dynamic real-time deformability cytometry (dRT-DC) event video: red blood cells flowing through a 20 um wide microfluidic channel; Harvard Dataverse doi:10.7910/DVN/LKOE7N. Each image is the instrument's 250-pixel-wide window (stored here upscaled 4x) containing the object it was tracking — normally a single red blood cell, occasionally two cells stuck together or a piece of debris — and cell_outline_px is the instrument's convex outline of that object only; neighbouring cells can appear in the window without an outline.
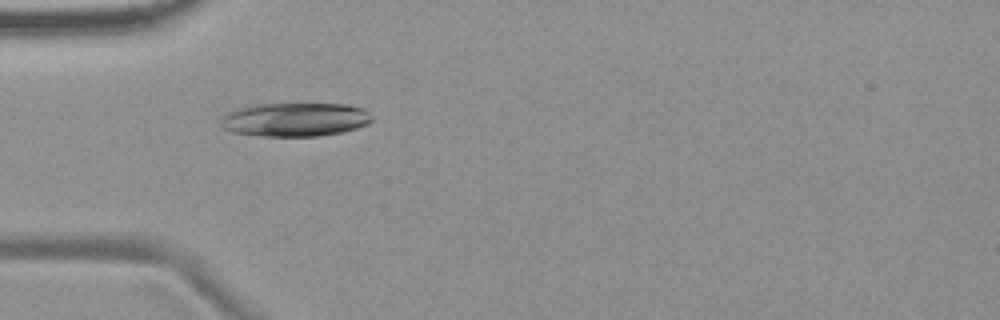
{"species": "common noctule bat (a hibernating species)", "species_latin": "Nyctalus noctula", "temperature_condition": "room temperature", "stored_images_in_passage": 6, "camera_frame_rate_fps": 3000, "um_per_image_px": 0.085, "animal": {"sex": "female", "body_mass_g": 19.9}, "frame": {"image": 1, "passage_image": 5, "time_ms": 4.667, "image_size_px": [1000, 320], "cell_outline_px": [[372, 120], [368, 124], [344, 132], [320, 136], [264, 136], [232, 132], [224, 128], [220, 124], [224, 116], [228, 112], [236, 108], [252, 104], [348, 104], [364, 108], [372, 116]], "centroid_in_image_um": [25.11, 10.15], "position_along_channel_um": 59.9, "area_um2": 29.88}}
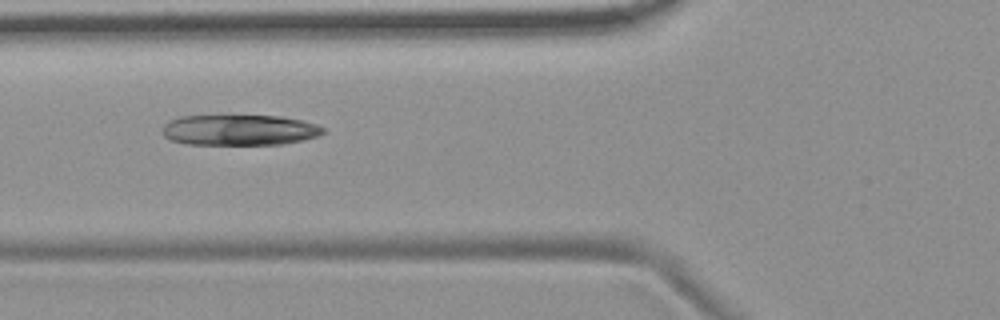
{"frame": {"image": 2, "passage_image": 6, "time_ms": 6.0, "image_size_px": [1000, 320], "cell_outline_px": [[324, 132], [320, 136], [304, 140], [284, 144], [188, 144], [172, 140], [164, 136], [164, 124], [180, 116], [280, 116], [300, 120], [316, 124], [324, 128]], "centroid_in_image_um": [20.4, 11.05], "position_along_channel_um": 105.4, "area_um2": 28.5}}